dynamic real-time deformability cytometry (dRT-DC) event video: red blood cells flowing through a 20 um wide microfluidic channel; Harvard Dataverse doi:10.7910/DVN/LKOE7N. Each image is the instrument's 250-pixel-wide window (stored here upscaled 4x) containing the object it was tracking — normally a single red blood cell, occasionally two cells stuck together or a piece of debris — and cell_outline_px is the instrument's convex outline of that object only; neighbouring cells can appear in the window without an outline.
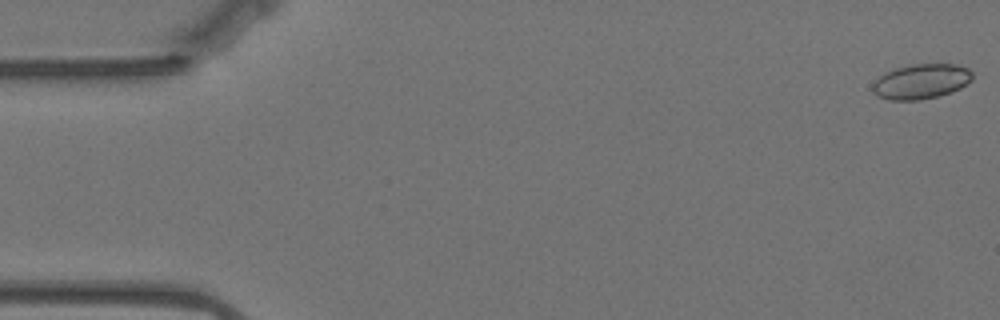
{"species": "Egyptian fruit bat (a non-hibernating species)", "species_latin": "Rousettus aegyptiacus", "temperature_condition": "warm", "stored_images_in_passage": 52, "camera_frame_rate_fps": 3000, "um_per_image_px": 0.085, "animal": {"sex": "female"}, "frame": {"image": 1, "passage_image": 1, "time_ms": 0.0, "image_size_px": [1000, 320], "cell_outline_px": [[972, 80], [960, 88], [952, 92], [920, 100], [888, 100], [876, 96], [872, 92], [872, 84], [884, 72], [896, 68], [912, 64], [956, 64], [968, 68], [972, 72]], "centroid_in_image_um": [78.27, 6.92], "position_along_channel_um": 6.7, "area_um2": 20.46}}
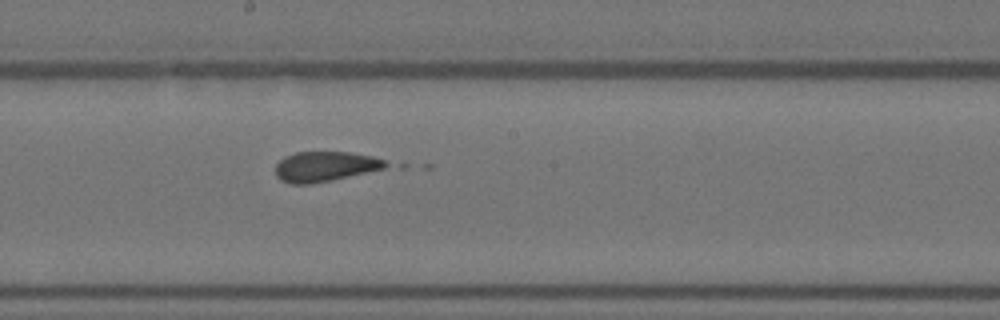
{"frame": {"image": 2, "passage_image": 31, "time_ms": 10.0, "image_size_px": [1000, 320], "cell_outline_px": [[392, 164], [384, 168], [332, 180], [312, 184], [288, 184], [280, 180], [276, 176], [276, 164], [284, 156], [296, 152], [348, 152], [372, 156], [384, 160]], "centroid_in_image_um": [27.6, 14.16], "position_along_channel_um": 220.6, "area_um2": 19.36}}
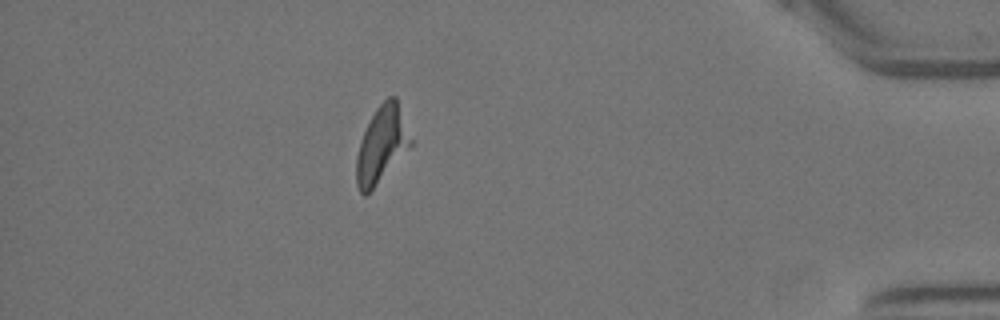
{"frame": {"image": 3, "passage_image": 51, "time_ms": 16.667, "image_size_px": [1000, 320], "cell_outline_px": [[412, 144], [372, 188], [364, 196], [360, 192], [356, 184], [356, 156], [360, 140], [376, 108], [388, 96], [396, 96], [412, 140]], "centroid_in_image_um": [32.42, 12.25], "position_along_channel_um": 402.8, "area_um2": 23.47}}